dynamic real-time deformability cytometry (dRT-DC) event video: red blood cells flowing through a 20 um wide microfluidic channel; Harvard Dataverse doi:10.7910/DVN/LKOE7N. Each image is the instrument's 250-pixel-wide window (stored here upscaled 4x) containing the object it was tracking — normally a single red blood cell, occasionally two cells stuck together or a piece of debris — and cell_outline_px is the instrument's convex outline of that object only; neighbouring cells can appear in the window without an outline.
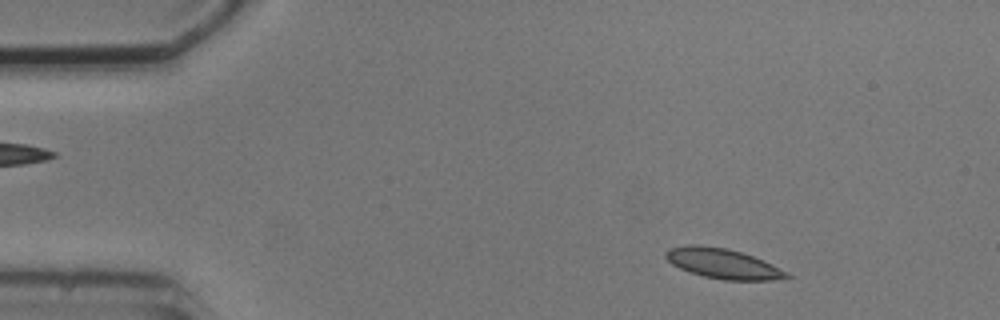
{"species": "common noctule bat (a hibernating species)", "species_latin": "Nyctalus noctula", "temperature_condition": "cold", "stored_images_in_passage": 4, "segment_of_instrument_passage": [1, 2], "camera_frame_rate_fps": 3000, "um_per_image_px": 0.085, "animal": {"sex": "male", "body_mass_g": 20.5, "forearm_length_mm": 52.5}, "frame": {"image": 1, "passage_image": 1, "time_ms": 0.0, "image_size_px": [1000, 320], "cell_outline_px": [[792, 276], [772, 280], [724, 280], [704, 276], [688, 272], [672, 264], [664, 256], [664, 252], [668, 248], [688, 244], [700, 244], [724, 248], [740, 252], [764, 260], [788, 272]], "centroid_in_image_um": [61.41, 22.39], "position_along_channel_um": 23.6, "area_um2": 21.21}}